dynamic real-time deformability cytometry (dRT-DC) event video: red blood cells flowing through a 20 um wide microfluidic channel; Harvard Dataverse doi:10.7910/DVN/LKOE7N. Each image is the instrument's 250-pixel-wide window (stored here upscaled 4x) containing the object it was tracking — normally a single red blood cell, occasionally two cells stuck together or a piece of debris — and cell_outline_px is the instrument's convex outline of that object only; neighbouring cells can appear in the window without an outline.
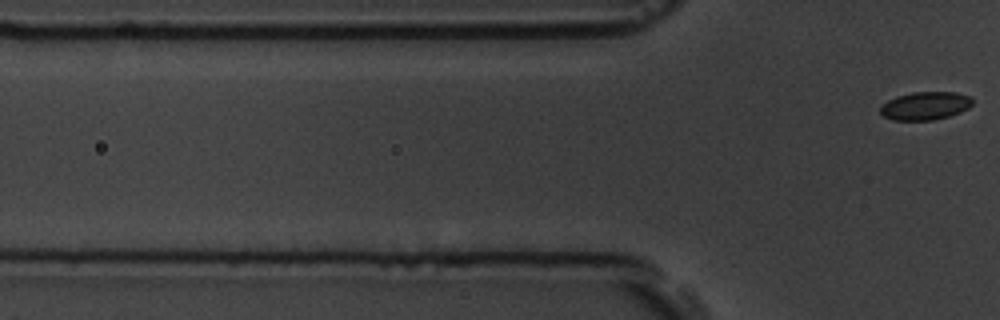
{"species": "common noctule bat (a hibernating species)", "species_latin": "Nyctalus noctula", "temperature_condition": "room temperature", "stored_images_in_passage": 7, "segment_of_instrument_passage": [2, 2], "camera_frame_rate_fps": 3000, "um_per_image_px": 0.085, "animal": {"sex": "male", "body_mass_g": 19.5, "forearm_length_mm": 54.6}, "frame": {"image": 1, "passage_image": 7, "time_ms": 7.0, "image_size_px": [1000, 320], "cell_outline_px": [[972, 104], [968, 108], [960, 112], [948, 116], [932, 120], [892, 120], [884, 116], [880, 112], [880, 108], [888, 100], [896, 96], [912, 92], [956, 92], [968, 96], [972, 100]], "centroid_in_image_um": [78.63, 8.99], "position_along_channel_um": 47.2, "area_um2": 14.97}}